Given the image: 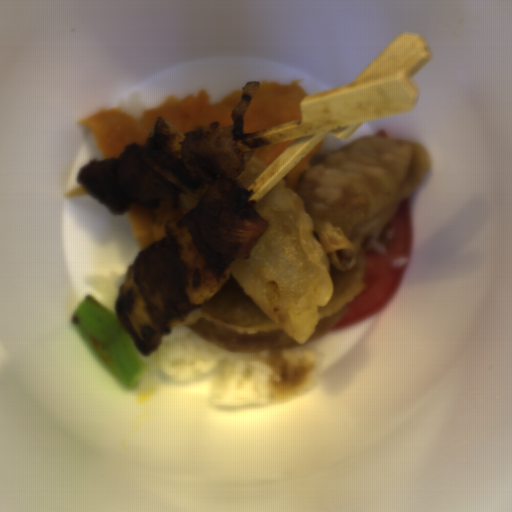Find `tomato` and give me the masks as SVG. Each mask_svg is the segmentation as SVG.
I'll return each mask as SVG.
<instances>
[{
	"instance_id": "tomato-1",
	"label": "tomato",
	"mask_w": 512,
	"mask_h": 512,
	"mask_svg": "<svg viewBox=\"0 0 512 512\" xmlns=\"http://www.w3.org/2000/svg\"><path fill=\"white\" fill-rule=\"evenodd\" d=\"M411 243L412 196L373 238L366 252L360 292L345 307L342 329L381 312L394 298L411 259Z\"/></svg>"
},
{
	"instance_id": "tomato-2",
	"label": "tomato",
	"mask_w": 512,
	"mask_h": 512,
	"mask_svg": "<svg viewBox=\"0 0 512 512\" xmlns=\"http://www.w3.org/2000/svg\"><path fill=\"white\" fill-rule=\"evenodd\" d=\"M370 135H376V136H382V137H389L390 138V136H389L385 126H382V125L380 127H378L377 129H375L374 131H372Z\"/></svg>"
}]
</instances>
